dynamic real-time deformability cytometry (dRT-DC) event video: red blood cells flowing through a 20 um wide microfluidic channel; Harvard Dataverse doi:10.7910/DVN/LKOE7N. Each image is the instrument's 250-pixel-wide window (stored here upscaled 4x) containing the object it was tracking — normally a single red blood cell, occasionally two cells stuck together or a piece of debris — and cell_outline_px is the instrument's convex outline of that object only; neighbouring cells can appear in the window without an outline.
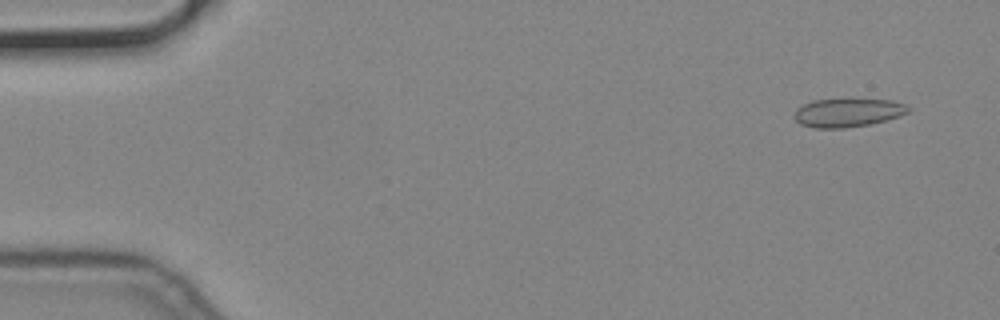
{"species": "common noctule bat (a hibernating species)", "species_latin": "Nyctalus noctula", "temperature_condition": "cold", "stored_images_in_passage": 56, "camera_frame_rate_fps": 3000, "um_per_image_px": 0.085, "animal": {"sex": "male", "body_mass_g": 19.2, "forearm_length_mm": 51.8}, "frame": {"image": 1, "passage_image": 4, "time_ms": 1.0, "image_size_px": [1000, 320], "cell_outline_px": [[912, 108], [908, 112], [900, 116], [868, 124], [844, 128], [816, 128], [800, 124], [796, 120], [796, 108], [812, 100], [892, 100], [904, 104]], "centroid_in_image_um": [72.07, 9.58], "position_along_channel_um": 12.9, "area_um2": 18.55}}
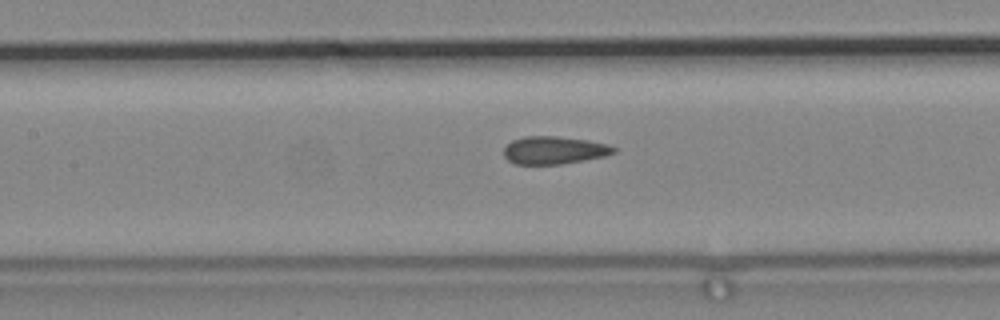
{"frame": {"image": 2, "passage_image": 26, "time_ms": 8.333, "image_size_px": [1000, 320], "cell_outline_px": [[616, 152], [604, 156], [584, 160], [560, 164], [516, 164], [508, 160], [504, 156], [504, 148], [512, 140], [524, 136], [556, 136], [588, 140], [608, 144], [616, 148]], "centroid_in_image_um": [47.1, 12.76], "position_along_channel_um": 160.3, "area_um2": 17.74}}
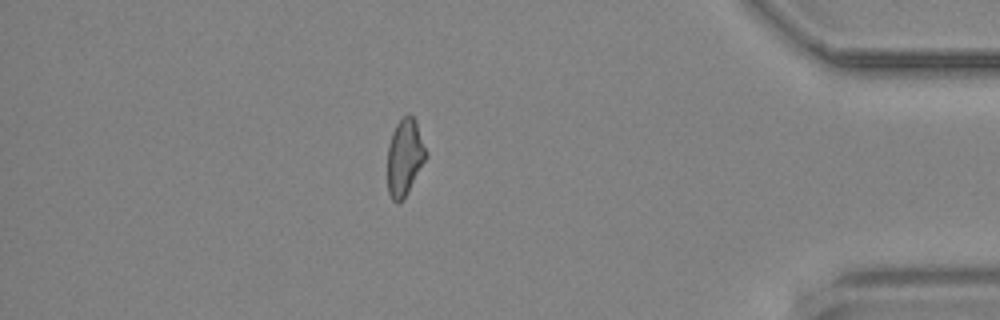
{"frame": {"image": 3, "passage_image": 49, "time_ms": 16.0, "image_size_px": [1000, 320], "cell_outline_px": [[428, 156], [404, 200], [400, 204], [396, 204], [392, 200], [388, 192], [388, 144], [392, 132], [396, 124], [408, 112], [416, 120], [428, 152]], "centroid_in_image_um": [34.42, 13.39], "position_along_channel_um": 400.8, "area_um2": 17.69}}